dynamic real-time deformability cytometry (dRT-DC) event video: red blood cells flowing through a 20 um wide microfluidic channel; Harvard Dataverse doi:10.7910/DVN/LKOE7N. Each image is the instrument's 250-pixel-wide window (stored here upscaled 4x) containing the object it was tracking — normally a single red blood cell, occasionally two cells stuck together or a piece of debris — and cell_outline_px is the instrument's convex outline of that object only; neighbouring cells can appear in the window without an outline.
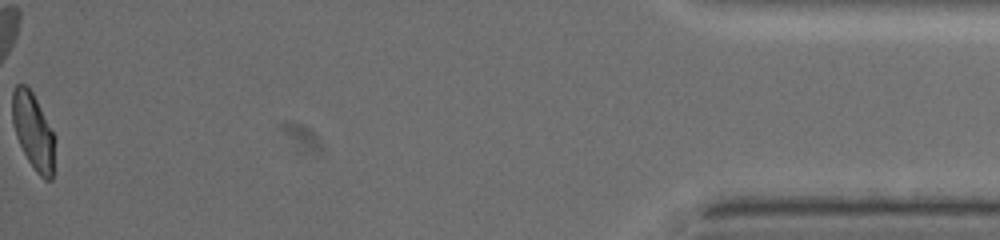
{"species": "common noctule bat (a hibernating species)", "species_latin": "Nyctalus noctula", "temperature_condition": "warm", "stored_images_in_passage": 62, "camera_frame_rate_fps": 3000, "um_per_image_px": 0.085, "animal": {"sex": "female", "body_mass_g": 19.5, "forearm_length_mm": 54.1}, "frame": {"image": 1, "passage_image": 62, "time_ms": 20.333, "image_size_px": [1000, 240], "cell_outline_px": [[56, 136], [52, 180], [44, 180], [36, 172], [28, 160], [16, 136], [12, 124], [12, 92], [16, 84], [24, 84], [32, 92]], "centroid_in_image_um": [2.84, 11.17], "position_along_channel_um": 432.4, "area_um2": 19.07}, "authors_computed_cell_mechanics": {"area_um2": 20.2589, "velocity_mm_per_s": 3.585, "shape_relaxation_time_tau1_ms": 5.5463, "shape_relaxation_time_tau2_ms": 1.8984, "deformation_change_tau1": 0.1499, "deformation_change_tau2": 0.0694}}